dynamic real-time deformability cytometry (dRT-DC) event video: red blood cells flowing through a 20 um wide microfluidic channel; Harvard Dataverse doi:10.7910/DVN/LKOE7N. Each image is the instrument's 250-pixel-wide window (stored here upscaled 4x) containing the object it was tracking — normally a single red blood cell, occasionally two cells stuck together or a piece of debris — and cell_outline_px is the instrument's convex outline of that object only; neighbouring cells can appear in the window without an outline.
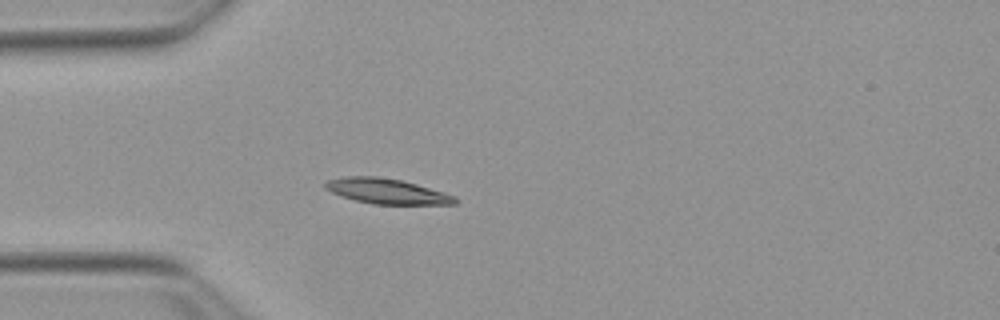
{"species": "Egyptian fruit bat (a non-hibernating species)", "species_latin": "Rousettus aegyptiacus", "temperature_condition": "warm", "stored_images_in_passage": 39, "camera_frame_rate_fps": 3000, "um_per_image_px": 0.085, "animal": {"sex": "female"}, "frame": {"image": 1, "passage_image": 1, "time_ms": 0.0, "image_size_px": [1000, 320], "cell_outline_px": [[460, 200], [456, 204], [372, 204], [340, 196], [324, 188], [324, 184], [328, 180], [344, 176], [376, 176], [400, 180], [416, 184], [444, 192], [456, 196]], "centroid_in_image_um": [32.89, 16.25], "position_along_channel_um": 52.1, "area_um2": 19.07}}
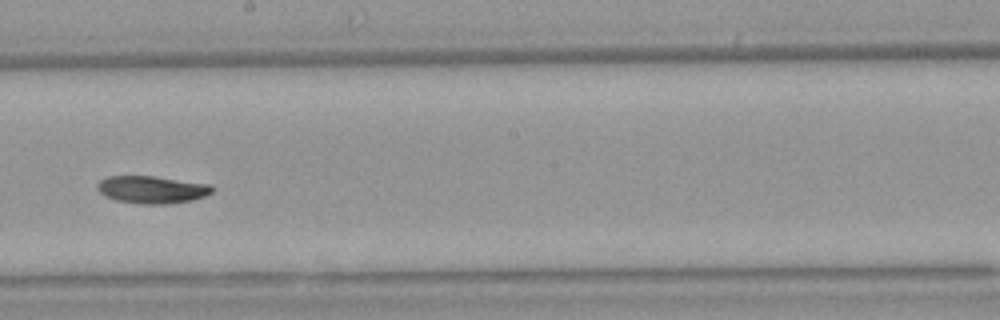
{"frame": {"image": 2, "passage_image": 16, "time_ms": 5.0, "image_size_px": [1000, 320], "cell_outline_px": [[216, 188], [212, 192], [204, 196], [192, 200], [168, 204], [140, 204], [116, 200], [104, 196], [96, 188], [96, 184], [100, 180], [108, 176], [156, 176], [212, 184]], "centroid_in_image_um": [12.93, 16.11], "position_along_channel_um": 235.3, "area_um2": 18.67}}
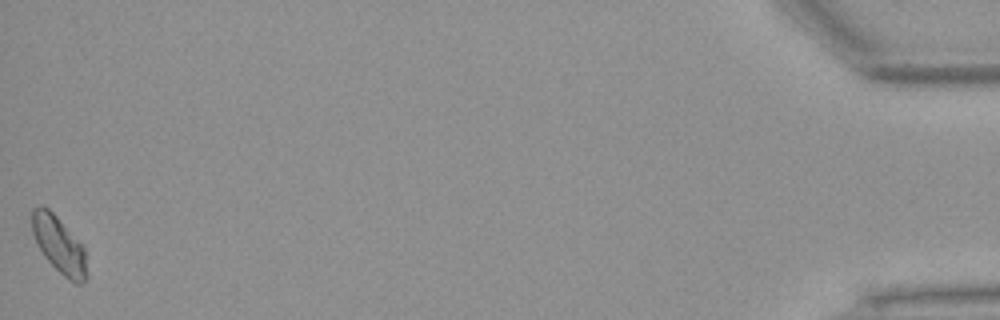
{"frame": {"image": 3, "passage_image": 39, "time_ms": 12.667, "image_size_px": [1000, 320], "cell_outline_px": [[88, 276], [80, 284], [76, 284], [68, 280], [44, 256], [32, 232], [32, 208], [40, 204], [48, 208], [56, 216], [84, 248]], "centroid_in_image_um": [5.02, 20.82], "position_along_channel_um": 430.2, "area_um2": 17.74}, "authors_computed_cell_mechanics": {"area_um2": 18.2648, "velocity_mm_per_s": 3.8451, "shape_relaxation_time_tau1_ms": 6.0538, "shape_relaxation_time_tau2_ms": null, "deformation_change_tau1": 0.1281, "deformation_change_tau2": null}}